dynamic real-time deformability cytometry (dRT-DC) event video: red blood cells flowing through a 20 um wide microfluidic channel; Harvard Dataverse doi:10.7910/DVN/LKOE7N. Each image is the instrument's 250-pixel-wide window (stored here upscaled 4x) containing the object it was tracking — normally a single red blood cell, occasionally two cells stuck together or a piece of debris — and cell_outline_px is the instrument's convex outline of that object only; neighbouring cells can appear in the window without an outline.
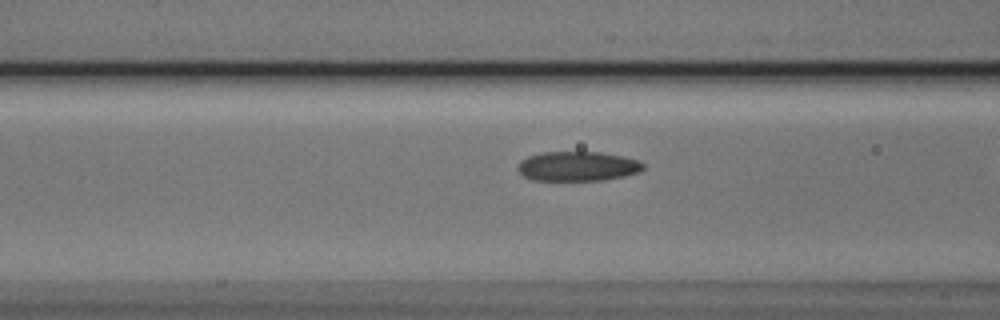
{"species": "Egyptian fruit bat (a non-hibernating species)", "species_latin": "Rousettus aegyptiacus", "temperature_condition": "cold", "stored_images_in_passage": 20, "camera_frame_rate_fps": 3000, "um_per_image_px": 0.085, "animal": {"sex": "male"}, "frame": {"image": 1, "passage_image": 18, "time_ms": 5.667, "image_size_px": [1000, 320], "cell_outline_px": [[644, 168], [640, 172], [624, 176], [604, 180], [532, 180], [524, 176], [516, 168], [520, 160], [528, 156], [540, 152], [600, 152], [624, 156], [640, 160], [644, 164]], "centroid_in_image_um": [49.11, 14.12], "position_along_channel_um": 117.5, "area_um2": 21.85}}